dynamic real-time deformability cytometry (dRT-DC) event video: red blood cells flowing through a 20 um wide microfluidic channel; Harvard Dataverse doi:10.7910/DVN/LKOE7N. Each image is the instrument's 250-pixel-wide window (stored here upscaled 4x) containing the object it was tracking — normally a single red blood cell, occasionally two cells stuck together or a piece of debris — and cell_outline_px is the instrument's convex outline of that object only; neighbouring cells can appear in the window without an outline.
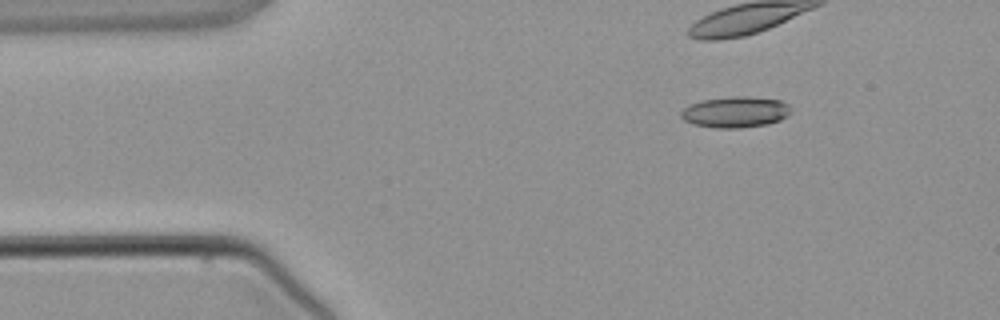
{"species": "common noctule bat (a hibernating species)", "species_latin": "Nyctalus noctula", "temperature_condition": "warm", "stored_images_in_passage": 5, "camera_frame_rate_fps": 3000, "um_per_image_px": 0.085, "animal": {"sex": "male", "body_mass_g": 21.5, "forearm_length_mm": 52.0}, "frame": {"image": 1, "passage_image": 1, "time_ms": 0.0, "image_size_px": [1000, 320], "cell_outline_px": [[792, 112], [788, 116], [780, 120], [768, 124], [740, 128], [716, 128], [692, 124], [684, 120], [680, 116], [680, 112], [684, 108], [692, 104], [704, 100], [732, 96], [748, 96], [780, 100], [788, 104], [792, 108]], "centroid_in_image_um": [62.55, 9.53], "position_along_channel_um": 22.5, "area_um2": 20.0}}
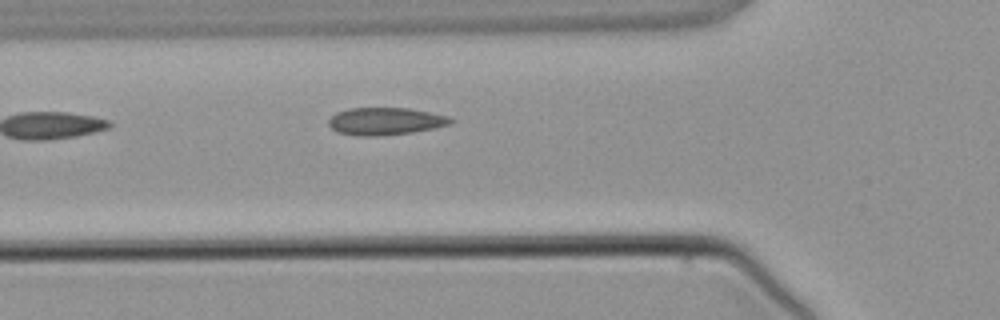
{"frame": {"image": 2, "passage_image": 5, "time_ms": 8.0, "image_size_px": [1000, 320], "cell_outline_px": [[456, 120], [452, 124], [412, 132], [380, 136], [356, 136], [336, 132], [328, 124], [328, 120], [336, 112], [348, 108], [408, 108], [448, 116]], "centroid_in_image_um": [32.74, 10.31], "position_along_channel_um": 93.1, "area_um2": 19.59}}